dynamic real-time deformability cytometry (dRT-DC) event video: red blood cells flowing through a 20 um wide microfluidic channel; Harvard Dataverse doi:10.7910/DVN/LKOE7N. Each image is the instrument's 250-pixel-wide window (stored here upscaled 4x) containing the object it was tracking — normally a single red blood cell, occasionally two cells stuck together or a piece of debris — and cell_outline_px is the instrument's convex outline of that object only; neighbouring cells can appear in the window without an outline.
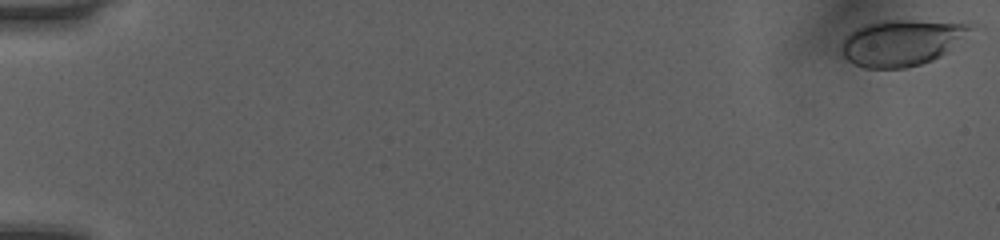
{"species": "human", "species_latin": "Homo sapiens", "temperature_condition": "room temperature", "stored_images_in_passage": 52, "camera_frame_rate_fps": 3000, "um_per_image_px": 0.085, "donor": {"sex": "female"}, "frame": {"image": 1, "passage_image": 1, "time_ms": 0.0, "image_size_px": [1000, 240], "cell_outline_px": [[976, 24], [972, 28], [940, 56], [932, 60], [920, 64], [904, 68], [864, 68], [852, 64], [840, 52], [840, 44], [848, 32], [864, 24], [880, 20], [968, 20]], "centroid_in_image_um": [76.62, 3.58], "position_along_channel_um": 8.4, "area_um2": 35.26}}
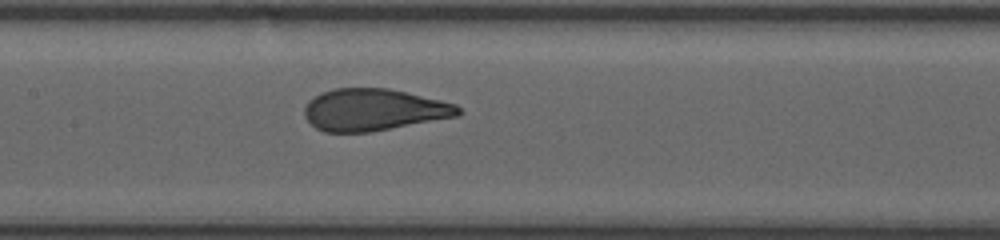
{"frame": {"image": 2, "passage_image": 27, "time_ms": 8.667, "image_size_px": [1000, 240], "cell_outline_px": [[460, 112], [456, 116], [368, 132], [324, 132], [316, 128], [304, 116], [304, 108], [308, 100], [320, 92], [332, 88], [388, 88], [440, 100], [456, 104], [460, 108]], "centroid_in_image_um": [31.69, 9.32], "position_along_channel_um": 175.7, "area_um2": 37.28}}
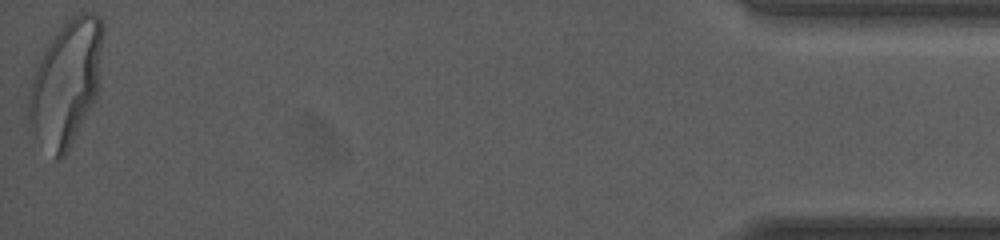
{"frame": {"image": 3, "passage_image": 52, "time_ms": 17.0, "image_size_px": [1000, 240], "cell_outline_px": [[104, 32], [100, 88], [96, 96], [64, 156], [60, 160], [56, 160], [28, 132], [28, 96], [32, 80], [36, 68], [48, 44], [56, 32], [76, 12], [96, 12], [100, 16], [104, 24]], "centroid_in_image_um": [5.63, 7.02], "position_along_channel_um": 429.6, "area_um2": 54.62}, "authors_computed_cell_mechanics": {"area_um2": 38.1769, "velocity_mm_per_s": 4.069, "shape_relaxation_time_tau1_ms": 4.4899, "shape_relaxation_time_tau2_ms": null, "deformation_change_tau1": 0.1835, "deformation_change_tau2": null}}